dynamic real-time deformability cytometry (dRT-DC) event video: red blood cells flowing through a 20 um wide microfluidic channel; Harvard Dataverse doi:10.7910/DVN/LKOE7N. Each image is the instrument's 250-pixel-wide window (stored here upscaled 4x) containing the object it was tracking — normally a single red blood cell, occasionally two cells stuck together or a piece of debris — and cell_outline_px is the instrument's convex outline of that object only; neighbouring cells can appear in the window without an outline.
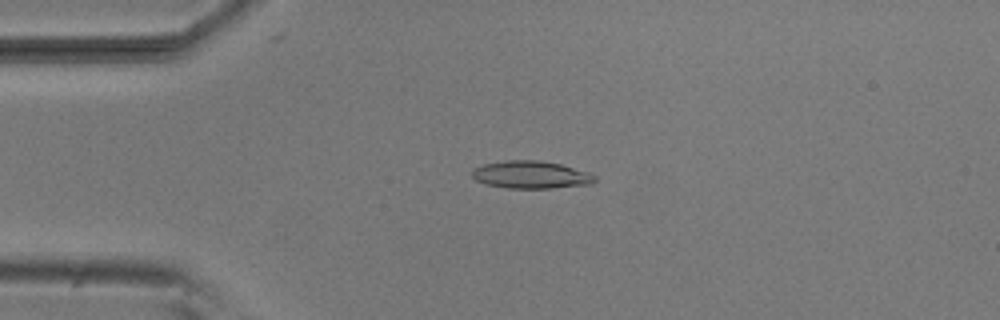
{"species": "common noctule bat (a hibernating species)", "species_latin": "Nyctalus noctula", "temperature_condition": "room temperature", "stored_images_in_passage": 52, "camera_frame_rate_fps": 3000, "um_per_image_px": 0.085, "animal": {"sex": "male", "body_mass_g": 20.5, "forearm_length_mm": 52.5}, "frame": {"image": 1, "passage_image": 12, "time_ms": 3.667, "image_size_px": [1000, 320], "cell_outline_px": [[596, 180], [592, 184], [552, 188], [508, 188], [484, 184], [476, 180], [472, 176], [472, 168], [484, 164], [504, 160], [540, 160], [560, 164], [588, 172], [596, 176]], "centroid_in_image_um": [45.11, 14.85], "position_along_channel_um": 39.9, "area_um2": 19.83}}
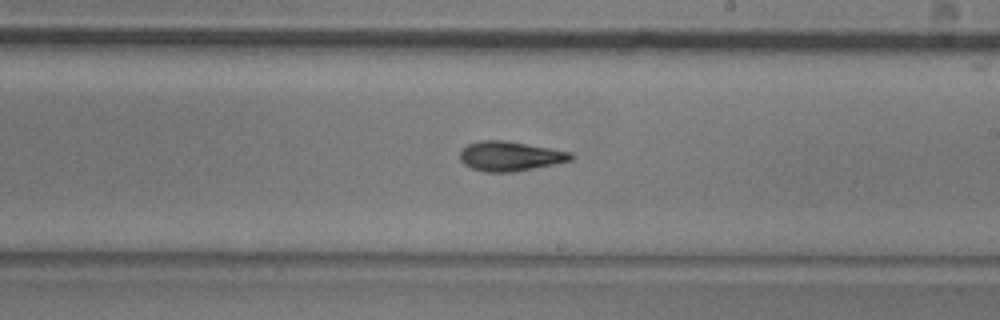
{"frame": {"image": 2, "passage_image": 30, "time_ms": 9.667, "image_size_px": [1000, 320], "cell_outline_px": [[576, 156], [572, 160], [556, 164], [516, 172], [484, 172], [472, 168], [464, 164], [460, 160], [460, 152], [468, 144], [480, 140], [504, 140], [552, 148], [572, 152]], "centroid_in_image_um": [43.4, 13.28], "position_along_channel_um": 245.6, "area_um2": 19.42}}
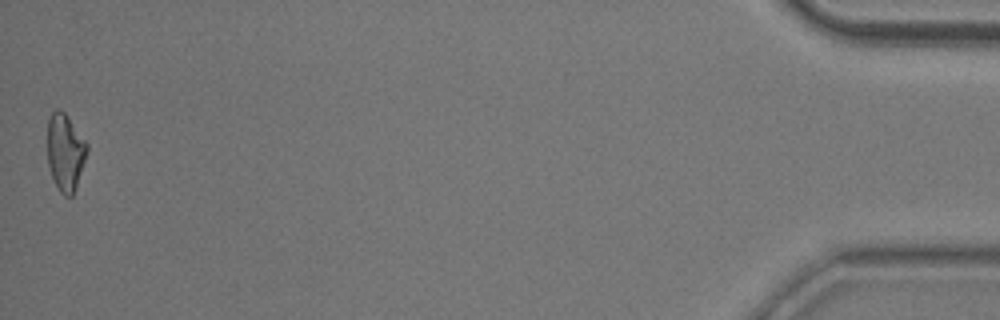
{"frame": {"image": 3, "passage_image": 52, "time_ms": 17.0, "image_size_px": [1000, 320], "cell_outline_px": [[88, 152], [76, 188], [72, 196], [64, 196], [60, 192], [52, 176], [48, 164], [48, 120], [52, 112], [56, 108], [64, 112], [88, 144]], "centroid_in_image_um": [5.56, 12.95], "position_along_channel_um": 429.6, "area_um2": 17.69}, "authors_computed_cell_mechanics": {"area_um2": 18.6983, "velocity_mm_per_s": 3.8364, "shape_relaxation_time_tau1_ms": 7.1912, "shape_relaxation_time_tau2_ms": 3.5855, "deformation_change_tau1": 0.1957, "deformation_change_tau2": 0.1142}}